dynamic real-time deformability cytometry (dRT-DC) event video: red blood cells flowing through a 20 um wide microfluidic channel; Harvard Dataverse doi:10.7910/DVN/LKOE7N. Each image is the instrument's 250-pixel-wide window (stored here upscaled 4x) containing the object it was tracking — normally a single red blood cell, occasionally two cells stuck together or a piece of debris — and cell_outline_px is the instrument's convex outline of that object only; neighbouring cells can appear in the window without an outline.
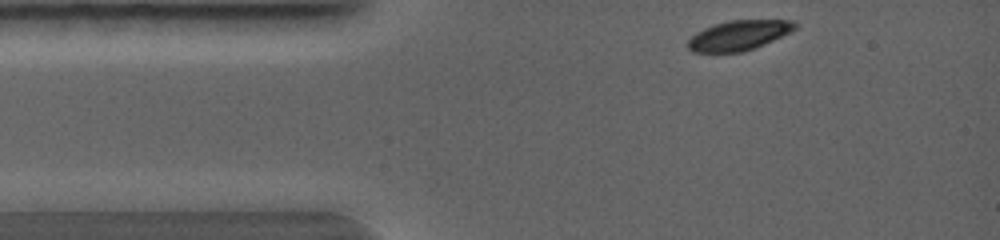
{"species": "common noctule bat (a hibernating species)", "species_latin": "Nyctalus noctula", "temperature_condition": "warm", "stored_images_in_passage": 30, "camera_frame_rate_fps": 5000, "um_per_image_px": 0.085, "animal": {"sex": "female", "body_mass_g": 19.0, "forearm_length_mm": 56.7}, "frame": {"image": 1, "passage_image": 1, "time_ms": 0.0, "image_size_px": [1000, 240], "cell_outline_px": [[796, 28], [756, 48], [744, 52], [692, 52], [688, 48], [688, 40], [696, 32], [712, 24], [728, 20], [796, 20]], "centroid_in_image_um": [62.76, 3.0], "position_along_channel_um": 22.2, "area_um2": 18.61}}
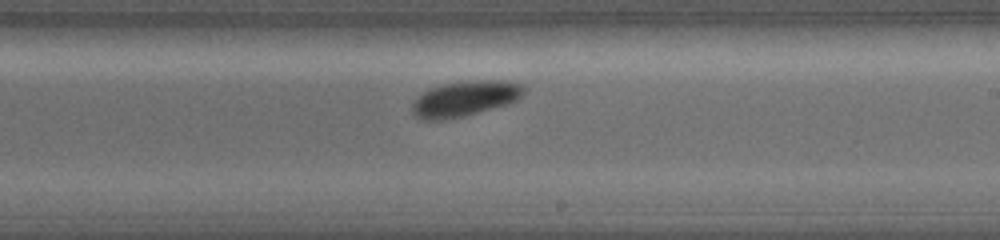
{"frame": {"image": 2, "passage_image": 18, "time_ms": 4.0, "image_size_px": [1000, 240], "cell_outline_px": [[524, 92], [516, 100], [508, 104], [444, 120], [420, 120], [412, 112], [412, 100], [416, 96], [428, 88], [444, 84], [476, 80], [504, 80], [524, 84]], "centroid_in_image_um": [39.47, 8.37], "position_along_channel_um": 249.5, "area_um2": 23.0}}
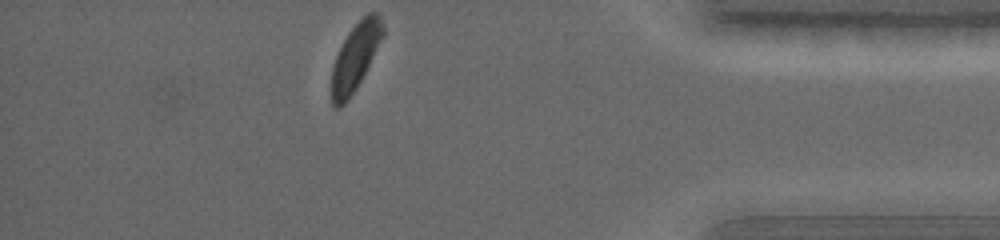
{"frame": {"image": 3, "passage_image": 30, "time_ms": 6.8, "image_size_px": [1000, 240], "cell_outline_px": [[384, 36], [356, 88], [348, 100], [344, 104], [336, 108], [332, 108], [332, 68], [336, 56], [348, 32], [368, 12], [376, 12], [380, 16], [384, 28]], "centroid_in_image_um": [30.21, 4.83], "position_along_channel_um": 405.0, "area_um2": 19.65}}